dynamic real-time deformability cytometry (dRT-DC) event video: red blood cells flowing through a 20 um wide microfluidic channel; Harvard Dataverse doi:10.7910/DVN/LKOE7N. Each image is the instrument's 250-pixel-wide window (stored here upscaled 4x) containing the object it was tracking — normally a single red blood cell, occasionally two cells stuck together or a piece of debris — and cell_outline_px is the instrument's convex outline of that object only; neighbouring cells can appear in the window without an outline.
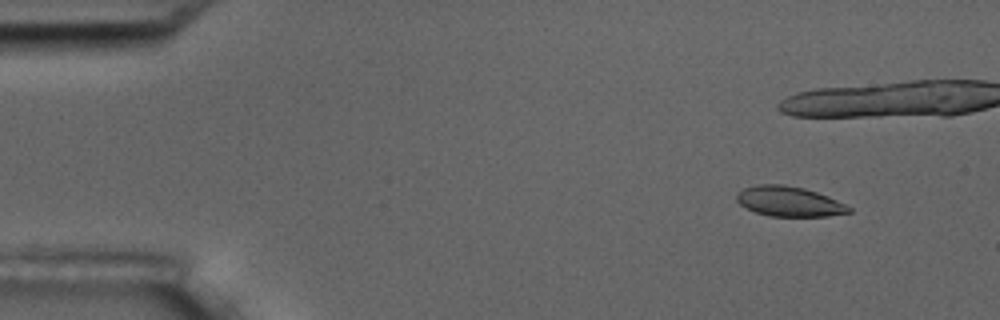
{"species": "common noctule bat (a hibernating species)", "species_latin": "Nyctalus noctula", "temperature_condition": "room temperature", "stored_images_in_passage": 3, "camera_frame_rate_fps": 3000, "um_per_image_px": 0.085, "animal": {"sex": "male", "body_mass_g": 17.5, "forearm_length_mm": 52.3}, "frame": {"image": 1, "passage_image": 1, "time_ms": 0.0, "image_size_px": [1000, 320], "cell_outline_px": [[852, 212], [828, 216], [768, 216], [756, 212], [740, 204], [736, 200], [736, 192], [744, 188], [756, 184], [784, 184], [804, 188], [828, 196], [852, 208]], "centroid_in_image_um": [67.06, 17.11], "position_along_channel_um": 17.9, "area_um2": 19.65}}